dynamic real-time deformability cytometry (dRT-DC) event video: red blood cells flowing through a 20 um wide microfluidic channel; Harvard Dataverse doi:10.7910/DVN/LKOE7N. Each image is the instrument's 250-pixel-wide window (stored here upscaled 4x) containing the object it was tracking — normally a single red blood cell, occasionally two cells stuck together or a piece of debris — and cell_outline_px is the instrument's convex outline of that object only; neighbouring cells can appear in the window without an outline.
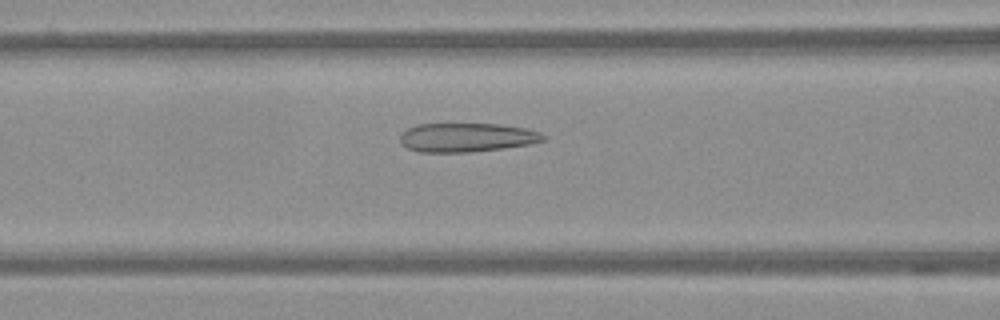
{"species": "Egyptian fruit bat (a non-hibernating species)", "species_latin": "Rousettus aegyptiacus", "temperature_condition": "warm", "stored_images_in_passage": 36, "camera_frame_rate_fps": 3000, "um_per_image_px": 0.085, "frame": {"image": 1, "passage_image": 7, "time_ms": 2.0, "image_size_px": [1000, 320], "cell_outline_px": [[544, 140], [528, 144], [504, 148], [468, 152], [416, 152], [408, 148], [400, 140], [400, 136], [408, 128], [416, 124], [500, 124], [528, 128], [540, 132], [544, 136]], "centroid_in_image_um": [39.67, 11.68], "position_along_channel_um": 126.9, "area_um2": 24.04}}
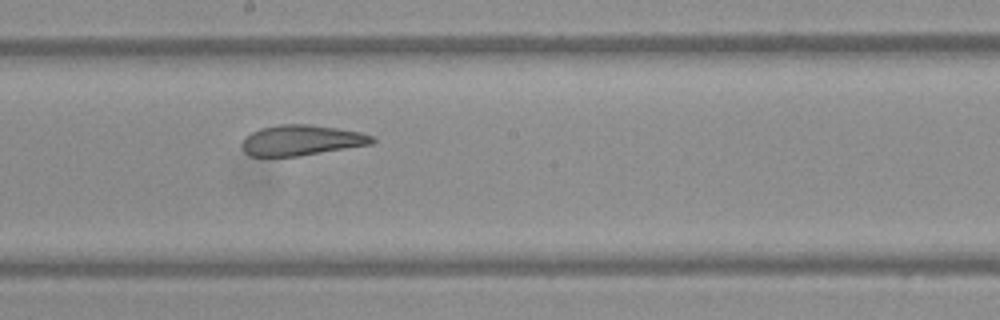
{"frame": {"image": 2, "passage_image": 15, "time_ms": 4.667, "image_size_px": [1000, 320], "cell_outline_px": [[376, 140], [372, 144], [300, 156], [252, 156], [244, 152], [244, 140], [252, 132], [260, 128], [280, 124], [308, 124], [336, 128], [360, 132], [372, 136]], "centroid_in_image_um": [25.66, 11.92], "position_along_channel_um": 222.5, "area_um2": 22.83}}
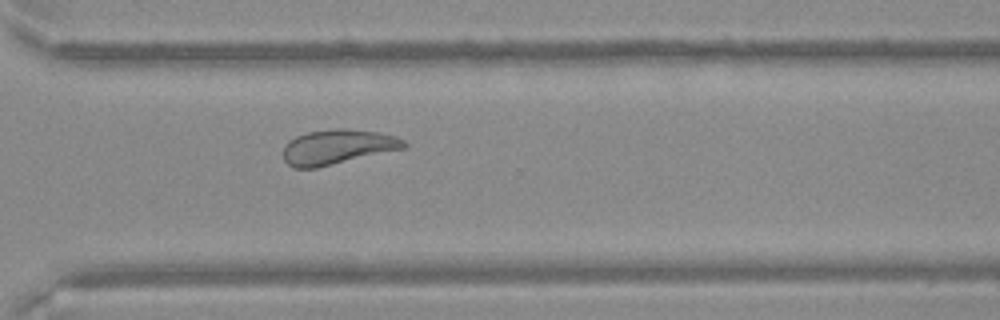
{"frame": {"image": 3, "passage_image": 25, "time_ms": 8.0, "image_size_px": [1000, 320], "cell_outline_px": [[408, 148], [316, 168], [292, 168], [284, 160], [284, 148], [296, 136], [308, 132], [336, 128], [344, 128], [376, 132], [396, 136], [404, 140], [408, 144]], "centroid_in_image_um": [28.75, 12.5], "position_along_channel_um": 341.9, "area_um2": 24.51}}